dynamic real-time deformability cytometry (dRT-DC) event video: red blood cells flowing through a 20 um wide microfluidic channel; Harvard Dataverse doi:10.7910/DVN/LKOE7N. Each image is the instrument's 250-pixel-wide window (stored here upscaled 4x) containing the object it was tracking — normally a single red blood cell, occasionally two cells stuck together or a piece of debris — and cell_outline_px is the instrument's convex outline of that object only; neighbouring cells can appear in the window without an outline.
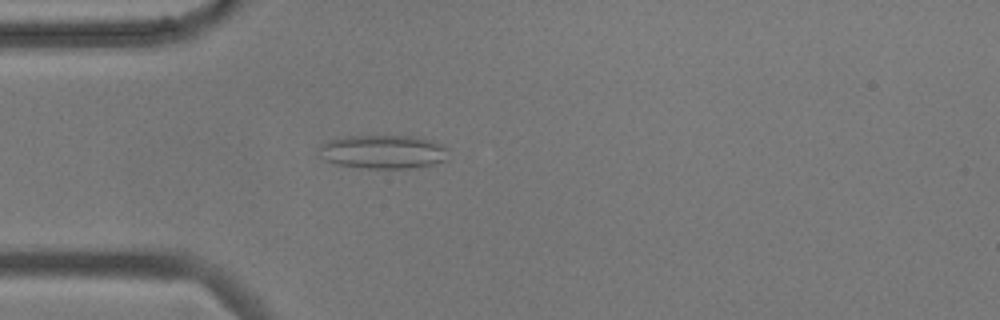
{"species": "common noctule bat (a hibernating species)", "species_latin": "Nyctalus noctula", "temperature_condition": "cold", "stored_images_in_passage": 48, "camera_frame_rate_fps": 3000, "um_per_image_px": 0.085, "animal": {"sex": "male", "body_mass_g": 17.9, "forearm_length_mm": 54.2}, "frame": {"image": 1, "passage_image": 8, "time_ms": 2.333, "image_size_px": [1000, 320], "cell_outline_px": [[448, 160], [432, 164], [412, 168], [360, 168], [336, 164], [324, 160], [316, 152], [316, 148], [320, 144], [328, 140], [344, 136], [412, 136], [432, 140], [440, 144], [444, 148]], "centroid_in_image_um": [32.46, 12.9], "position_along_channel_um": 52.5, "area_um2": 25.66}}
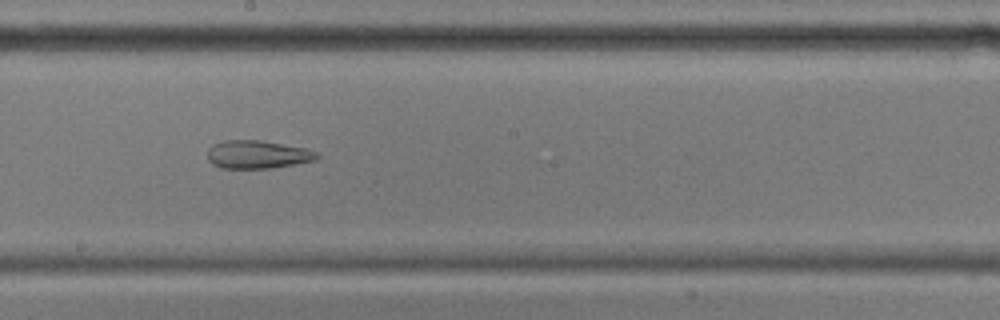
{"frame": {"image": 2, "passage_image": 23, "time_ms": 7.333, "image_size_px": [1000, 320], "cell_outline_px": [[320, 156], [316, 160], [272, 168], [220, 168], [212, 164], [208, 160], [208, 148], [212, 144], [224, 140], [260, 140], [308, 148], [320, 152]], "centroid_in_image_um": [21.91, 13.12], "position_along_channel_um": 226.3, "area_um2": 18.21}}
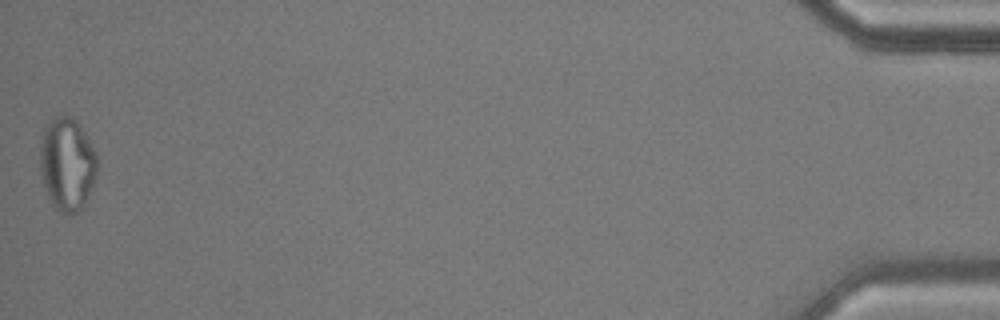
{"frame": {"image": 3, "passage_image": 48, "time_ms": 15.667, "image_size_px": [1000, 320], "cell_outline_px": [[96, 176], [84, 204], [76, 212], [60, 212], [52, 204], [48, 196], [40, 172], [40, 136], [44, 128], [56, 116], [64, 112], [76, 120], [80, 124], [96, 152]], "centroid_in_image_um": [5.69, 13.88], "position_along_channel_um": 429.5, "area_um2": 30.92}, "authors_computed_cell_mechanics": {"area_um2": 24.5361, "velocity_mm_per_s": 3.5898, "shape_relaxation_time_tau1_ms": null, "shape_relaxation_time_tau2_ms": 1.8583, "deformation_change_tau1": null, "deformation_change_tau2": 0.1017}}